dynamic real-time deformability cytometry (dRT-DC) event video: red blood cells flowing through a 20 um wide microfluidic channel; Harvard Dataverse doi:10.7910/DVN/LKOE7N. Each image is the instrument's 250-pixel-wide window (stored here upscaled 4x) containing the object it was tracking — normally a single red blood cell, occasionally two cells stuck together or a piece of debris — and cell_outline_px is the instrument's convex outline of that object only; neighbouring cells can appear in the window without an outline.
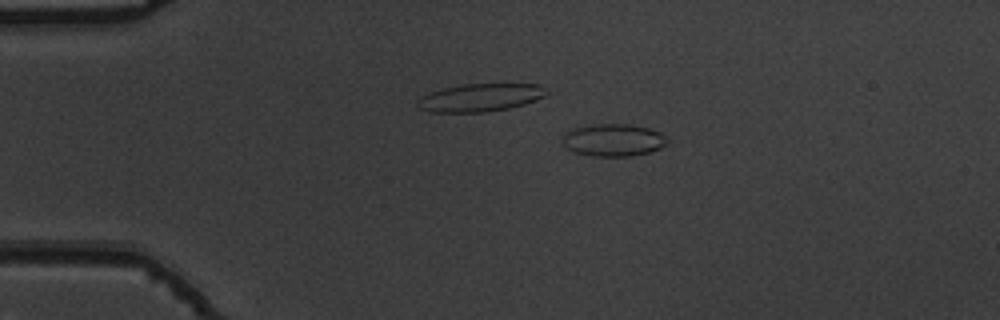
{"species": "common noctule bat (a hibernating species)", "species_latin": "Nyctalus noctula", "temperature_condition": "warm", "stored_images_in_passage": 43, "camera_frame_rate_fps": 3000, "um_per_image_px": 0.085, "animal": {"sex": "male", "body_mass_g": 19.5, "forearm_length_mm": 54.6}, "frame": {"image": 1, "passage_image": 1, "time_ms": 0.0, "image_size_px": [1000, 320], "cell_outline_px": [[668, 144], [660, 148], [648, 152], [632, 156], [592, 156], [576, 152], [564, 148], [564, 136], [572, 128], [592, 124], [628, 124], [648, 128], [660, 132], [668, 140]], "centroid_in_image_um": [52.15, 11.9], "position_along_channel_um": 32.9, "area_um2": 19.71}}
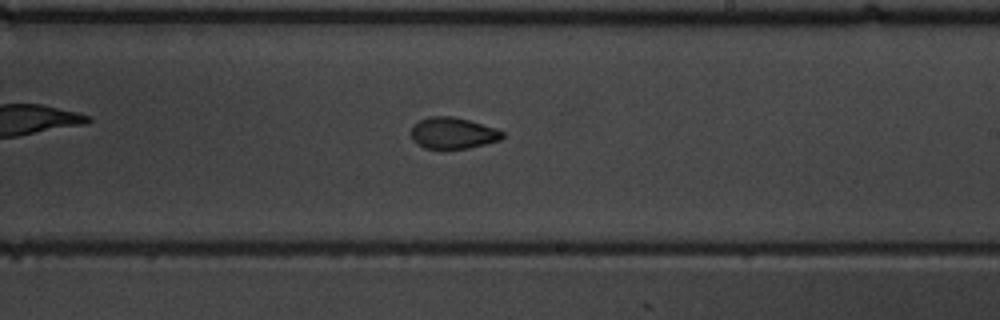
{"frame": {"image": 2, "passage_image": 22, "time_ms": 7.0, "image_size_px": [1000, 320], "cell_outline_px": [[504, 136], [500, 140], [468, 148], [424, 148], [416, 144], [412, 140], [412, 128], [420, 120], [428, 116], [452, 116], [468, 120], [496, 128], [504, 132]], "centroid_in_image_um": [38.5, 11.31], "position_along_channel_um": 250.5, "area_um2": 16.53}}
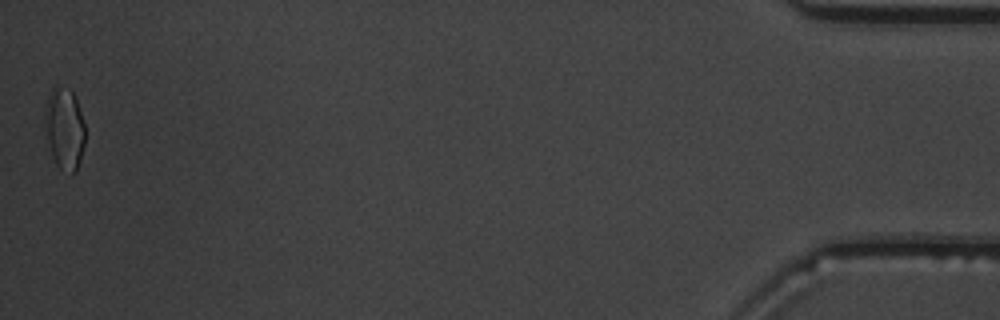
{"frame": {"image": 3, "passage_image": 43, "time_ms": 14.0, "image_size_px": [1000, 320], "cell_outline_px": [[84, 144], [80, 160], [76, 172], [72, 172], [60, 168], [56, 164], [52, 152], [48, 136], [44, 116], [48, 100], [52, 88], [56, 84], [72, 92], [76, 96], [84, 124]], "centroid_in_image_um": [5.51, 10.9], "position_along_channel_um": 429.7, "area_um2": 18.5}, "authors_computed_cell_mechanics": {"area_um2": 17.4556, "velocity_mm_per_s": 3.8321, "shape_relaxation_time_tau1_ms": null, "shape_relaxation_time_tau2_ms": 0.8705, "deformation_change_tau1": null, "deformation_change_tau2": 0.0521}}